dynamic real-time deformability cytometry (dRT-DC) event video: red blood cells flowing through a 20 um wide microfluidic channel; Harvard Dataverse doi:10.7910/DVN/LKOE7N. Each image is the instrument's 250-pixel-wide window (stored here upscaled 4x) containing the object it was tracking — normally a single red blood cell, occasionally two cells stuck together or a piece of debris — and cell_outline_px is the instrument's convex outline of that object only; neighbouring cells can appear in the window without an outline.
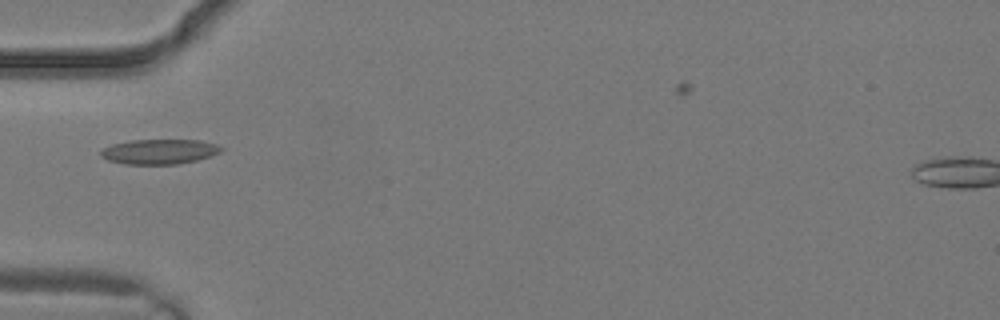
{"species": "common noctule bat (a hibernating species)", "species_latin": "Nyctalus noctula", "temperature_condition": "warm", "stored_images_in_passage": 3, "camera_frame_rate_fps": 3000, "um_per_image_px": 0.085, "animal": {"sex": "male", "body_mass_g": 19.2, "forearm_length_mm": 51.8}, "frame": {"image": 1, "passage_image": 3, "time_ms": 0.667, "image_size_px": [1000, 320], "cell_outline_px": [[224, 148], [220, 152], [212, 156], [196, 160], [176, 164], [124, 164], [108, 160], [100, 156], [100, 152], [104, 148], [112, 144], [132, 140], [200, 140], [216, 144]], "centroid_in_image_um": [13.55, 12.89], "position_along_channel_um": 71.4, "area_um2": 17.46}}